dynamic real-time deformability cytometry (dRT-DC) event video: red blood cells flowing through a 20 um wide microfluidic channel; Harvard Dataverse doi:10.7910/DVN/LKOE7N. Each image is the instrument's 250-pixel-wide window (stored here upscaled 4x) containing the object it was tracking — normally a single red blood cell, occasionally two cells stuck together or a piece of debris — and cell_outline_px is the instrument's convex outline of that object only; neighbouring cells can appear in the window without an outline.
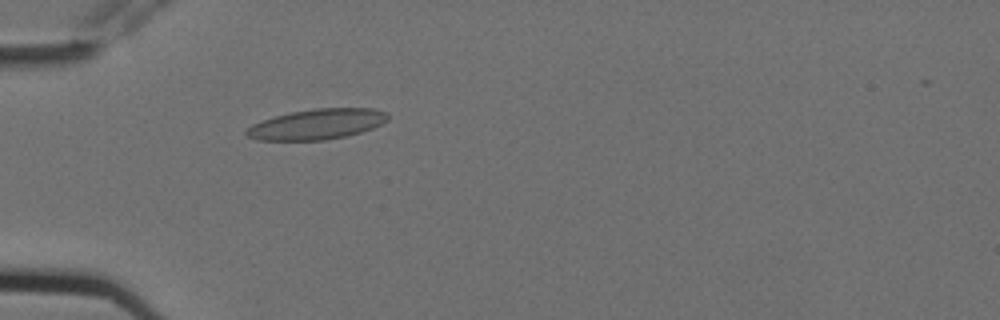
{"species": "Egyptian fruit bat (a non-hibernating species)", "species_latin": "Rousettus aegyptiacus", "temperature_condition": "cold", "stored_images_in_passage": 5, "camera_frame_rate_fps": 3000, "um_per_image_px": 0.085, "animal": {"sex": "female"}, "frame": {"image": 1, "passage_image": 5, "time_ms": 1.333, "image_size_px": [1000, 320], "cell_outline_px": [[388, 120], [372, 128], [348, 136], [324, 140], [256, 140], [248, 136], [244, 132], [252, 124], [276, 116], [292, 112], [316, 108], [372, 108], [388, 112]], "centroid_in_image_um": [26.97, 10.56], "position_along_channel_um": 58.0, "area_um2": 24.91}}